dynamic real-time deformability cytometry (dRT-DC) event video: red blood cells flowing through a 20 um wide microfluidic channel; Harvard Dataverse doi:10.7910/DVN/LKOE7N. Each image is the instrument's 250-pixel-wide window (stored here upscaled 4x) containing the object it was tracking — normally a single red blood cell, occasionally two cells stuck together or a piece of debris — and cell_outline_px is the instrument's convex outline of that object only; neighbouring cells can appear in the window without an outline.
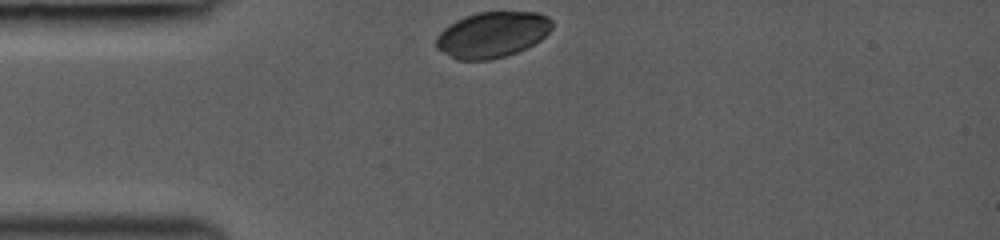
{"species": "common noctule bat (a hibernating species)", "species_latin": "Nyctalus noctula", "temperature_condition": "room temperature", "stored_images_in_passage": 8, "camera_frame_rate_fps": 3000, "um_per_image_px": 0.085, "animal": {"sex": "female", "body_mass_g": 19.0, "forearm_length_mm": 53.3}, "frame": {"image": 1, "passage_image": 1, "time_ms": 0.0, "image_size_px": [1000, 240], "cell_outline_px": [[552, 28], [540, 40], [516, 52], [492, 60], [456, 60], [436, 48], [436, 36], [448, 24], [464, 16], [476, 12], [536, 12], [548, 16], [552, 20]], "centroid_in_image_um": [41.81, 2.94], "position_along_channel_um": 43.2, "area_um2": 30.98}}
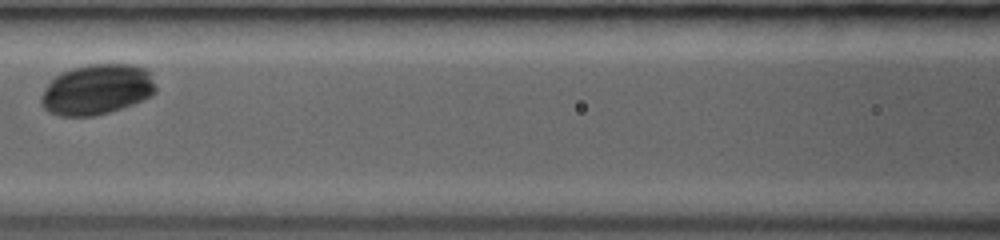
{"frame": {"image": 2, "passage_image": 5, "time_ms": 3.333, "image_size_px": [1000, 240], "cell_outline_px": [[156, 92], [152, 96], [132, 104], [96, 116], [60, 116], [48, 112], [40, 104], [40, 96], [44, 88], [60, 72], [72, 68], [88, 64], [132, 64], [144, 68], [148, 72], [156, 88]], "centroid_in_image_um": [8.2, 7.61], "position_along_channel_um": 158.4, "area_um2": 33.76}}
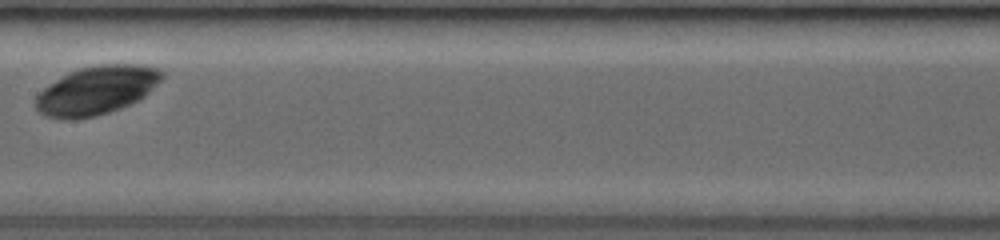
{"frame": {"image": 3, "passage_image": 6, "time_ms": 4.333, "image_size_px": [1000, 240], "cell_outline_px": [[164, 76], [140, 100], [120, 108], [96, 116], [76, 120], [60, 120], [44, 116], [36, 108], [36, 96], [48, 84], [68, 72], [80, 68], [96, 64], [144, 64], [160, 68], [164, 72]], "centroid_in_image_um": [8.2, 7.68], "position_along_channel_um": 199.2, "area_um2": 36.13}}